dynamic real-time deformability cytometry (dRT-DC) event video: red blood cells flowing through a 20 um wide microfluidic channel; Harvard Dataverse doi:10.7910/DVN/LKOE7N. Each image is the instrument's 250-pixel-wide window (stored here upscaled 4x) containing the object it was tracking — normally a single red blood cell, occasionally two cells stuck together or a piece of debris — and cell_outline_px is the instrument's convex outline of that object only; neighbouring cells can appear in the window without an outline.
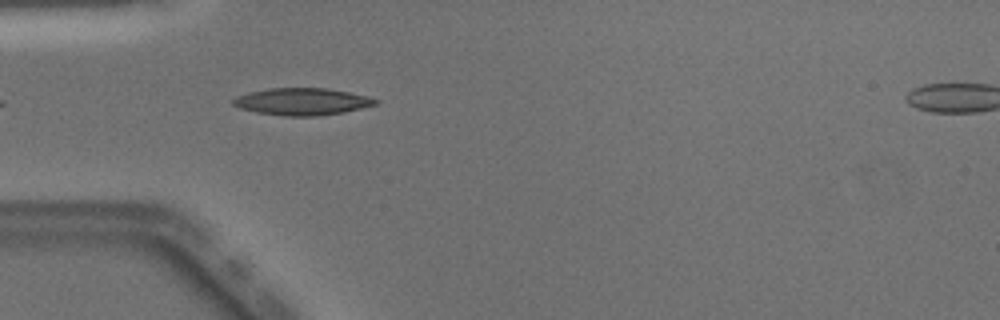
{"species": "Egyptian fruit bat (a non-hibernating species)", "species_latin": "Rousettus aegyptiacus", "temperature_condition": "warm", "stored_images_in_passage": 8, "camera_frame_rate_fps": 3000, "um_per_image_px": 0.085, "animal": {"sex": "male"}, "frame": {"image": 1, "passage_image": 4, "time_ms": 1.0, "image_size_px": [1000, 320], "cell_outline_px": [[380, 100], [376, 104], [344, 112], [316, 116], [284, 116], [256, 112], [240, 108], [232, 104], [232, 100], [236, 96], [248, 92], [268, 88], [328, 88], [368, 96]], "centroid_in_image_um": [25.65, 8.63], "position_along_channel_um": 59.3, "area_um2": 22.48}}